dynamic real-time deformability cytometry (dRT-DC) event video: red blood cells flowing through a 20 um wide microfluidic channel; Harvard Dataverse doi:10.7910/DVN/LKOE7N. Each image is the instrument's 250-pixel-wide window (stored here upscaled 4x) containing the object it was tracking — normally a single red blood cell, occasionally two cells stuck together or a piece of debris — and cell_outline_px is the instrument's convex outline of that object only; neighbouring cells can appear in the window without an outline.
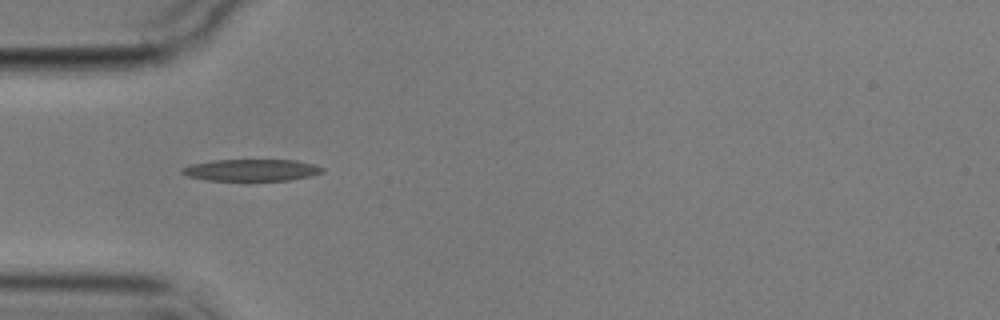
{"species": "common noctule bat (a hibernating species)", "species_latin": "Nyctalus noctula", "temperature_condition": "cold", "stored_images_in_passage": 4, "camera_frame_rate_fps": 3000, "um_per_image_px": 0.085, "animal": {"sex": "male", "body_mass_g": 17.9}, "frame": {"image": 1, "passage_image": 3, "time_ms": 2.333, "image_size_px": [1000, 320], "cell_outline_px": [[324, 172], [312, 176], [288, 180], [208, 180], [188, 176], [180, 172], [180, 168], [192, 164], [216, 160], [296, 160], [312, 164], [324, 168]], "centroid_in_image_um": [21.39, 14.45], "position_along_channel_um": 63.6, "area_um2": 17.69}}
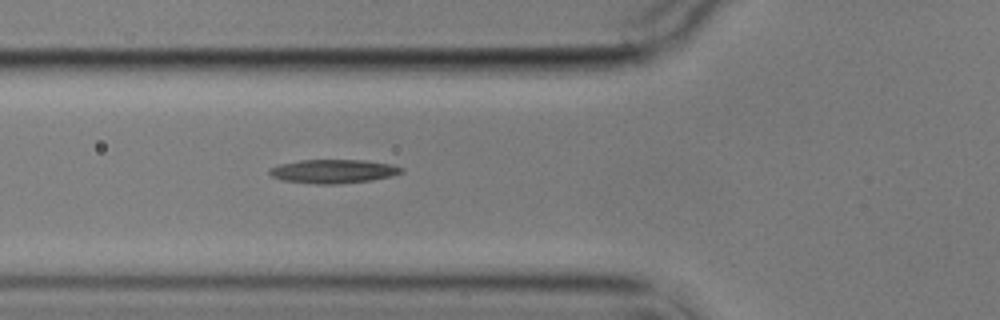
{"frame": {"image": 2, "passage_image": 4, "time_ms": 3.333, "image_size_px": [1000, 320], "cell_outline_px": [[404, 172], [392, 176], [372, 180], [336, 184], [316, 184], [280, 180], [272, 176], [268, 172], [268, 168], [280, 164], [300, 160], [364, 160], [392, 164], [404, 168]], "centroid_in_image_um": [28.33, 14.56], "position_along_channel_um": 97.5, "area_um2": 18.44}}